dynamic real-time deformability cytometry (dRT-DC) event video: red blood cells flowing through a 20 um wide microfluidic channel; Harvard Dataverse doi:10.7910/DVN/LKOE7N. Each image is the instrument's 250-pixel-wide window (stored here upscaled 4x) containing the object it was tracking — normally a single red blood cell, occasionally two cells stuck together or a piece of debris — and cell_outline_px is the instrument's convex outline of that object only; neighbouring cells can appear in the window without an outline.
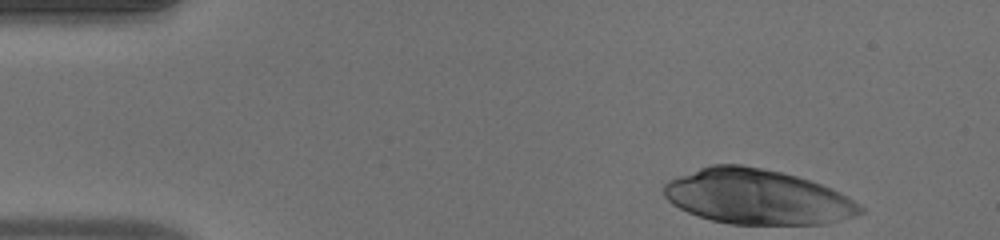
{"species": "human", "species_latin": "Homo sapiens", "temperature_condition": "warm", "stored_images_in_passage": 45, "camera_frame_rate_fps": 3000, "um_per_image_px": 0.085, "donor": {"sex": "male"}, "frame": {"image": 1, "passage_image": 1, "time_ms": 0.0, "image_size_px": [1000, 240], "cell_outline_px": [[864, 212], [852, 216], [824, 224], [732, 224], [712, 220], [688, 212], [672, 204], [664, 196], [664, 184], [668, 180], [700, 168], [712, 164], [740, 164], [780, 172], [796, 176], [832, 188], [848, 196], [860, 204], [864, 208]], "centroid_in_image_um": [64.37, 16.73], "position_along_channel_um": 20.6, "area_um2": 62.54}}
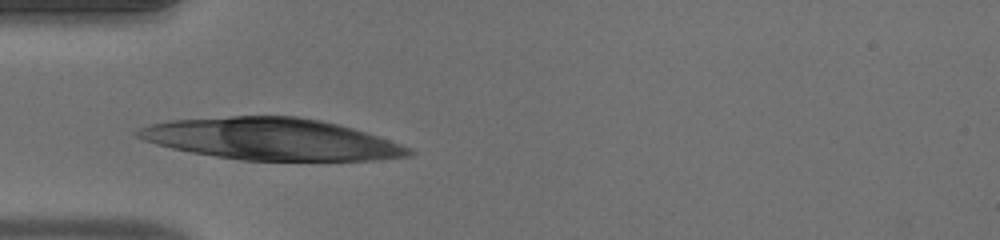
{"frame": {"image": 2, "passage_image": 11, "time_ms": 3.333, "image_size_px": [1000, 240], "cell_outline_px": [[416, 152], [412, 156], [376, 160], [240, 160], [192, 152], [172, 148], [156, 144], [144, 140], [136, 136], [132, 132], [140, 128], [152, 124], [168, 120], [232, 116], [296, 116], [320, 120], [352, 128], [400, 144]], "centroid_in_image_um": [23.04, 11.82], "position_along_channel_um": 62.0, "area_um2": 65.43}}